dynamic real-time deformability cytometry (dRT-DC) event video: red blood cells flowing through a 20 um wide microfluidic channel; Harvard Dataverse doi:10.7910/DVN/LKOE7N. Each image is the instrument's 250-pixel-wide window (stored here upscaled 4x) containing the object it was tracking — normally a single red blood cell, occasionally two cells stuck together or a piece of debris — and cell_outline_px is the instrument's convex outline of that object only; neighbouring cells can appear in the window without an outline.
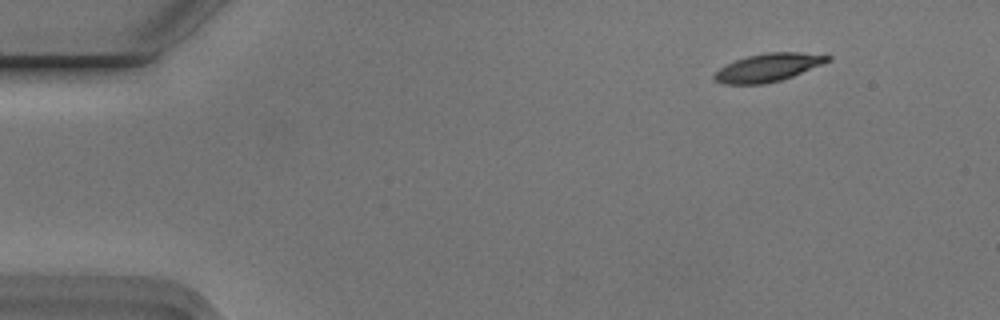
{"species": "Egyptian fruit bat (a non-hibernating species)", "species_latin": "Rousettus aegyptiacus", "temperature_condition": "cold", "stored_images_in_passage": 2, "camera_frame_rate_fps": 3000, "um_per_image_px": 0.085, "animal": {"sex": "male"}, "frame": {"image": 1, "passage_image": 2, "time_ms": 0.333, "image_size_px": [1000, 320], "cell_outline_px": [[832, 60], [792, 76], [780, 80], [764, 84], [724, 84], [716, 80], [712, 76], [720, 68], [736, 60], [748, 56], [764, 52], [800, 52], [832, 56]], "centroid_in_image_um": [65.31, 5.73], "position_along_channel_um": 19.7, "area_um2": 18.32}}